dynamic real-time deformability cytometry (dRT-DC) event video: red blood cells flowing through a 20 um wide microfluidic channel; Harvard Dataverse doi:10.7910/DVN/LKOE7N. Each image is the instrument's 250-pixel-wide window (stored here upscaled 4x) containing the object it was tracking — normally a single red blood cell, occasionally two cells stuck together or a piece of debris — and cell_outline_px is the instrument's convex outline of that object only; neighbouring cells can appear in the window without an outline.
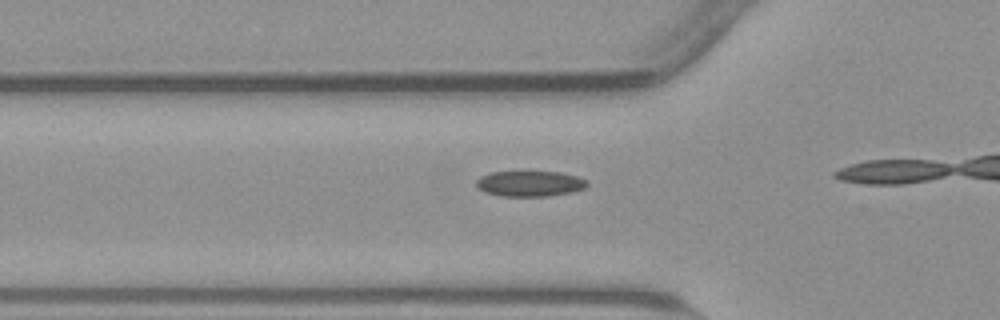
{"species": "common noctule bat (a hibernating species)", "species_latin": "Nyctalus noctula", "temperature_condition": "warm", "stored_images_in_passage": 17, "camera_frame_rate_fps": 3000, "um_per_image_px": 0.085, "animal": {"sex": "male", "body_mass_g": 23.1, "forearm_length_mm": 52.7}, "frame": {"image": 1, "passage_image": 13, "time_ms": 4.0, "image_size_px": [1000, 320], "cell_outline_px": [[588, 184], [584, 188], [572, 192], [548, 196], [500, 196], [484, 192], [476, 184], [476, 180], [480, 176], [492, 172], [560, 172], [576, 176], [588, 180]], "centroid_in_image_um": [45.04, 15.61], "position_along_channel_um": 80.8, "area_um2": 16.47}}
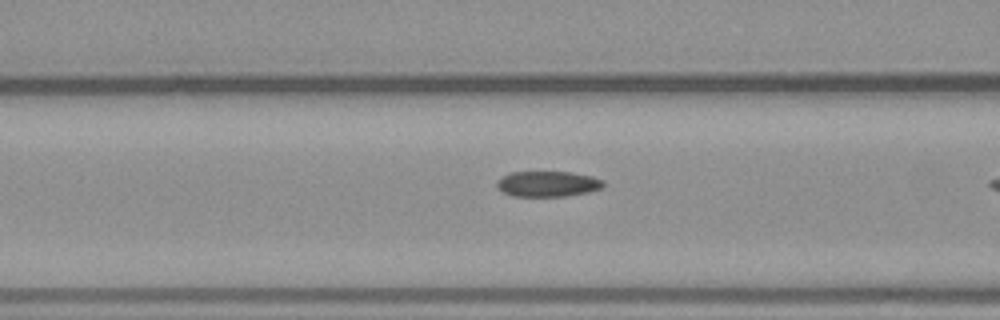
{"frame": {"image": 2, "passage_image": 16, "time_ms": 5.0, "image_size_px": [1000, 320], "cell_outline_px": [[604, 188], [588, 192], [564, 196], [512, 196], [496, 188], [496, 180], [500, 176], [512, 172], [572, 172], [592, 176], [604, 180]], "centroid_in_image_um": [46.54, 15.62], "position_along_channel_um": 120.1, "area_um2": 16.07}}